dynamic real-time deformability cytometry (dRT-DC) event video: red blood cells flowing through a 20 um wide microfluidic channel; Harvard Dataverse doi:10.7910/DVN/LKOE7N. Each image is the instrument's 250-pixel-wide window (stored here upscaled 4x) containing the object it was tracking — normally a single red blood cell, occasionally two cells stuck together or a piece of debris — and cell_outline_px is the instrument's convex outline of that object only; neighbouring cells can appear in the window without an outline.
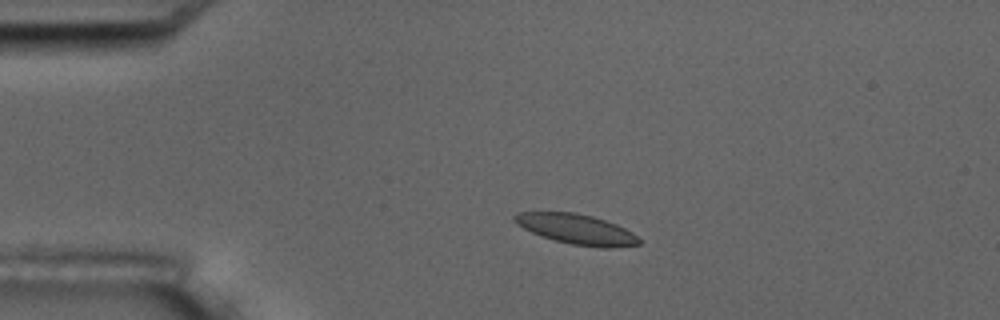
{"species": "common noctule bat (a hibernating species)", "species_latin": "Nyctalus noctula", "temperature_condition": "room temperature", "stored_images_in_passage": 4, "camera_frame_rate_fps": 3000, "um_per_image_px": 0.085, "animal": {"sex": "male", "body_mass_g": 17.5, "forearm_length_mm": 52.3}, "frame": {"image": 1, "passage_image": 3, "time_ms": 3.0, "image_size_px": [1000, 320], "cell_outline_px": [[640, 244], [612, 248], [600, 248], [572, 244], [540, 236], [516, 224], [512, 220], [512, 216], [520, 212], [572, 212], [592, 216], [616, 224], [632, 232], [640, 240]], "centroid_in_image_um": [48.99, 19.48], "position_along_channel_um": 36.0, "area_um2": 21.73}}